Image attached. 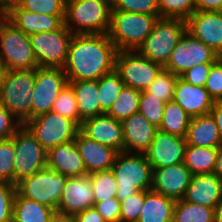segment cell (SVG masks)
<instances>
[{
	"label": "cell",
	"mask_w": 222,
	"mask_h": 222,
	"mask_svg": "<svg viewBox=\"0 0 222 222\" xmlns=\"http://www.w3.org/2000/svg\"><path fill=\"white\" fill-rule=\"evenodd\" d=\"M117 53L108 34H73L63 70L68 81L98 80L115 70Z\"/></svg>",
	"instance_id": "obj_1"
},
{
	"label": "cell",
	"mask_w": 222,
	"mask_h": 222,
	"mask_svg": "<svg viewBox=\"0 0 222 222\" xmlns=\"http://www.w3.org/2000/svg\"><path fill=\"white\" fill-rule=\"evenodd\" d=\"M111 0H66L64 25L72 34H108Z\"/></svg>",
	"instance_id": "obj_2"
},
{
	"label": "cell",
	"mask_w": 222,
	"mask_h": 222,
	"mask_svg": "<svg viewBox=\"0 0 222 222\" xmlns=\"http://www.w3.org/2000/svg\"><path fill=\"white\" fill-rule=\"evenodd\" d=\"M110 170L117 181L119 201L152 188L153 169L145 154L119 152Z\"/></svg>",
	"instance_id": "obj_3"
},
{
	"label": "cell",
	"mask_w": 222,
	"mask_h": 222,
	"mask_svg": "<svg viewBox=\"0 0 222 222\" xmlns=\"http://www.w3.org/2000/svg\"><path fill=\"white\" fill-rule=\"evenodd\" d=\"M159 18V15L112 10L109 39L118 51H137Z\"/></svg>",
	"instance_id": "obj_4"
},
{
	"label": "cell",
	"mask_w": 222,
	"mask_h": 222,
	"mask_svg": "<svg viewBox=\"0 0 222 222\" xmlns=\"http://www.w3.org/2000/svg\"><path fill=\"white\" fill-rule=\"evenodd\" d=\"M35 69L7 70L0 87V105L23 125L31 119Z\"/></svg>",
	"instance_id": "obj_5"
},
{
	"label": "cell",
	"mask_w": 222,
	"mask_h": 222,
	"mask_svg": "<svg viewBox=\"0 0 222 222\" xmlns=\"http://www.w3.org/2000/svg\"><path fill=\"white\" fill-rule=\"evenodd\" d=\"M186 32V21L179 18H159L153 30L137 52L163 68L178 41Z\"/></svg>",
	"instance_id": "obj_6"
},
{
	"label": "cell",
	"mask_w": 222,
	"mask_h": 222,
	"mask_svg": "<svg viewBox=\"0 0 222 222\" xmlns=\"http://www.w3.org/2000/svg\"><path fill=\"white\" fill-rule=\"evenodd\" d=\"M0 59L7 70H27L38 67L29 35L7 20L0 26Z\"/></svg>",
	"instance_id": "obj_7"
},
{
	"label": "cell",
	"mask_w": 222,
	"mask_h": 222,
	"mask_svg": "<svg viewBox=\"0 0 222 222\" xmlns=\"http://www.w3.org/2000/svg\"><path fill=\"white\" fill-rule=\"evenodd\" d=\"M24 126L47 151L75 140L80 131V127L74 121L52 111L31 118Z\"/></svg>",
	"instance_id": "obj_8"
},
{
	"label": "cell",
	"mask_w": 222,
	"mask_h": 222,
	"mask_svg": "<svg viewBox=\"0 0 222 222\" xmlns=\"http://www.w3.org/2000/svg\"><path fill=\"white\" fill-rule=\"evenodd\" d=\"M15 148L14 185L47 167L48 151L23 125L12 137Z\"/></svg>",
	"instance_id": "obj_9"
},
{
	"label": "cell",
	"mask_w": 222,
	"mask_h": 222,
	"mask_svg": "<svg viewBox=\"0 0 222 222\" xmlns=\"http://www.w3.org/2000/svg\"><path fill=\"white\" fill-rule=\"evenodd\" d=\"M68 176L48 167L16 184V192L28 199L56 210Z\"/></svg>",
	"instance_id": "obj_10"
},
{
	"label": "cell",
	"mask_w": 222,
	"mask_h": 222,
	"mask_svg": "<svg viewBox=\"0 0 222 222\" xmlns=\"http://www.w3.org/2000/svg\"><path fill=\"white\" fill-rule=\"evenodd\" d=\"M73 34L63 25L52 32H41L29 36L38 67L64 68L68 48Z\"/></svg>",
	"instance_id": "obj_11"
},
{
	"label": "cell",
	"mask_w": 222,
	"mask_h": 222,
	"mask_svg": "<svg viewBox=\"0 0 222 222\" xmlns=\"http://www.w3.org/2000/svg\"><path fill=\"white\" fill-rule=\"evenodd\" d=\"M163 67L141 56L137 51H118L115 71L125 86L144 91Z\"/></svg>",
	"instance_id": "obj_12"
},
{
	"label": "cell",
	"mask_w": 222,
	"mask_h": 222,
	"mask_svg": "<svg viewBox=\"0 0 222 222\" xmlns=\"http://www.w3.org/2000/svg\"><path fill=\"white\" fill-rule=\"evenodd\" d=\"M68 83L67 75L62 68H35L31 118L51 111L58 94Z\"/></svg>",
	"instance_id": "obj_13"
},
{
	"label": "cell",
	"mask_w": 222,
	"mask_h": 222,
	"mask_svg": "<svg viewBox=\"0 0 222 222\" xmlns=\"http://www.w3.org/2000/svg\"><path fill=\"white\" fill-rule=\"evenodd\" d=\"M219 56L187 31L173 49L164 69L180 77L185 71L201 63H214Z\"/></svg>",
	"instance_id": "obj_14"
},
{
	"label": "cell",
	"mask_w": 222,
	"mask_h": 222,
	"mask_svg": "<svg viewBox=\"0 0 222 222\" xmlns=\"http://www.w3.org/2000/svg\"><path fill=\"white\" fill-rule=\"evenodd\" d=\"M94 207L91 176L68 177L63 187L56 213L75 216Z\"/></svg>",
	"instance_id": "obj_15"
},
{
	"label": "cell",
	"mask_w": 222,
	"mask_h": 222,
	"mask_svg": "<svg viewBox=\"0 0 222 222\" xmlns=\"http://www.w3.org/2000/svg\"><path fill=\"white\" fill-rule=\"evenodd\" d=\"M186 31L222 57V11H195L186 20Z\"/></svg>",
	"instance_id": "obj_16"
},
{
	"label": "cell",
	"mask_w": 222,
	"mask_h": 222,
	"mask_svg": "<svg viewBox=\"0 0 222 222\" xmlns=\"http://www.w3.org/2000/svg\"><path fill=\"white\" fill-rule=\"evenodd\" d=\"M152 169V191L175 201L185 197L193 174L184 163Z\"/></svg>",
	"instance_id": "obj_17"
},
{
	"label": "cell",
	"mask_w": 222,
	"mask_h": 222,
	"mask_svg": "<svg viewBox=\"0 0 222 222\" xmlns=\"http://www.w3.org/2000/svg\"><path fill=\"white\" fill-rule=\"evenodd\" d=\"M186 146L185 138L158 130L145 155L152 168H163L183 163Z\"/></svg>",
	"instance_id": "obj_18"
},
{
	"label": "cell",
	"mask_w": 222,
	"mask_h": 222,
	"mask_svg": "<svg viewBox=\"0 0 222 222\" xmlns=\"http://www.w3.org/2000/svg\"><path fill=\"white\" fill-rule=\"evenodd\" d=\"M80 131L89 139L109 146L118 153L123 152L122 122L107 113L84 120Z\"/></svg>",
	"instance_id": "obj_19"
},
{
	"label": "cell",
	"mask_w": 222,
	"mask_h": 222,
	"mask_svg": "<svg viewBox=\"0 0 222 222\" xmlns=\"http://www.w3.org/2000/svg\"><path fill=\"white\" fill-rule=\"evenodd\" d=\"M65 15H47L22 9L16 2L8 4V20L25 34L52 32L64 25Z\"/></svg>",
	"instance_id": "obj_20"
},
{
	"label": "cell",
	"mask_w": 222,
	"mask_h": 222,
	"mask_svg": "<svg viewBox=\"0 0 222 222\" xmlns=\"http://www.w3.org/2000/svg\"><path fill=\"white\" fill-rule=\"evenodd\" d=\"M123 152L145 154L158 131L141 113L122 121Z\"/></svg>",
	"instance_id": "obj_21"
},
{
	"label": "cell",
	"mask_w": 222,
	"mask_h": 222,
	"mask_svg": "<svg viewBox=\"0 0 222 222\" xmlns=\"http://www.w3.org/2000/svg\"><path fill=\"white\" fill-rule=\"evenodd\" d=\"M75 143L83 159L87 174L111 169L118 154L116 150L89 139L81 131L78 132Z\"/></svg>",
	"instance_id": "obj_22"
},
{
	"label": "cell",
	"mask_w": 222,
	"mask_h": 222,
	"mask_svg": "<svg viewBox=\"0 0 222 222\" xmlns=\"http://www.w3.org/2000/svg\"><path fill=\"white\" fill-rule=\"evenodd\" d=\"M191 117L210 114L214 100L203 86L192 85L181 77L177 78L174 99Z\"/></svg>",
	"instance_id": "obj_23"
},
{
	"label": "cell",
	"mask_w": 222,
	"mask_h": 222,
	"mask_svg": "<svg viewBox=\"0 0 222 222\" xmlns=\"http://www.w3.org/2000/svg\"><path fill=\"white\" fill-rule=\"evenodd\" d=\"M47 167L68 177L87 175L75 140L51 148L47 153Z\"/></svg>",
	"instance_id": "obj_24"
},
{
	"label": "cell",
	"mask_w": 222,
	"mask_h": 222,
	"mask_svg": "<svg viewBox=\"0 0 222 222\" xmlns=\"http://www.w3.org/2000/svg\"><path fill=\"white\" fill-rule=\"evenodd\" d=\"M183 199L187 202L215 208L222 200V179L214 172L193 175Z\"/></svg>",
	"instance_id": "obj_25"
},
{
	"label": "cell",
	"mask_w": 222,
	"mask_h": 222,
	"mask_svg": "<svg viewBox=\"0 0 222 222\" xmlns=\"http://www.w3.org/2000/svg\"><path fill=\"white\" fill-rule=\"evenodd\" d=\"M187 145L198 147H221L222 140L211 114L191 118L185 136Z\"/></svg>",
	"instance_id": "obj_26"
},
{
	"label": "cell",
	"mask_w": 222,
	"mask_h": 222,
	"mask_svg": "<svg viewBox=\"0 0 222 222\" xmlns=\"http://www.w3.org/2000/svg\"><path fill=\"white\" fill-rule=\"evenodd\" d=\"M175 203L162 194L145 191V201L137 222H172Z\"/></svg>",
	"instance_id": "obj_27"
},
{
	"label": "cell",
	"mask_w": 222,
	"mask_h": 222,
	"mask_svg": "<svg viewBox=\"0 0 222 222\" xmlns=\"http://www.w3.org/2000/svg\"><path fill=\"white\" fill-rule=\"evenodd\" d=\"M73 88L82 121L103 114L98 96V80L68 81Z\"/></svg>",
	"instance_id": "obj_28"
},
{
	"label": "cell",
	"mask_w": 222,
	"mask_h": 222,
	"mask_svg": "<svg viewBox=\"0 0 222 222\" xmlns=\"http://www.w3.org/2000/svg\"><path fill=\"white\" fill-rule=\"evenodd\" d=\"M55 214V209L15 193L13 222H51Z\"/></svg>",
	"instance_id": "obj_29"
},
{
	"label": "cell",
	"mask_w": 222,
	"mask_h": 222,
	"mask_svg": "<svg viewBox=\"0 0 222 222\" xmlns=\"http://www.w3.org/2000/svg\"><path fill=\"white\" fill-rule=\"evenodd\" d=\"M219 147H198L187 145L184 165L193 175L213 173L217 161Z\"/></svg>",
	"instance_id": "obj_30"
},
{
	"label": "cell",
	"mask_w": 222,
	"mask_h": 222,
	"mask_svg": "<svg viewBox=\"0 0 222 222\" xmlns=\"http://www.w3.org/2000/svg\"><path fill=\"white\" fill-rule=\"evenodd\" d=\"M191 117L174 100L165 104L159 131L185 138Z\"/></svg>",
	"instance_id": "obj_31"
},
{
	"label": "cell",
	"mask_w": 222,
	"mask_h": 222,
	"mask_svg": "<svg viewBox=\"0 0 222 222\" xmlns=\"http://www.w3.org/2000/svg\"><path fill=\"white\" fill-rule=\"evenodd\" d=\"M141 91L124 86L107 112L118 121H123L132 114L138 113Z\"/></svg>",
	"instance_id": "obj_32"
},
{
	"label": "cell",
	"mask_w": 222,
	"mask_h": 222,
	"mask_svg": "<svg viewBox=\"0 0 222 222\" xmlns=\"http://www.w3.org/2000/svg\"><path fill=\"white\" fill-rule=\"evenodd\" d=\"M172 222H214V208L176 200Z\"/></svg>",
	"instance_id": "obj_33"
},
{
	"label": "cell",
	"mask_w": 222,
	"mask_h": 222,
	"mask_svg": "<svg viewBox=\"0 0 222 222\" xmlns=\"http://www.w3.org/2000/svg\"><path fill=\"white\" fill-rule=\"evenodd\" d=\"M124 86V82L115 70L98 79V99L103 113L109 111Z\"/></svg>",
	"instance_id": "obj_34"
},
{
	"label": "cell",
	"mask_w": 222,
	"mask_h": 222,
	"mask_svg": "<svg viewBox=\"0 0 222 222\" xmlns=\"http://www.w3.org/2000/svg\"><path fill=\"white\" fill-rule=\"evenodd\" d=\"M51 111L74 121L79 127L82 125L76 96L69 84L58 94Z\"/></svg>",
	"instance_id": "obj_35"
},
{
	"label": "cell",
	"mask_w": 222,
	"mask_h": 222,
	"mask_svg": "<svg viewBox=\"0 0 222 222\" xmlns=\"http://www.w3.org/2000/svg\"><path fill=\"white\" fill-rule=\"evenodd\" d=\"M177 78L178 76L163 68L144 91L167 103L174 99Z\"/></svg>",
	"instance_id": "obj_36"
},
{
	"label": "cell",
	"mask_w": 222,
	"mask_h": 222,
	"mask_svg": "<svg viewBox=\"0 0 222 222\" xmlns=\"http://www.w3.org/2000/svg\"><path fill=\"white\" fill-rule=\"evenodd\" d=\"M94 202H101L116 197L117 181L111 170L90 174Z\"/></svg>",
	"instance_id": "obj_37"
},
{
	"label": "cell",
	"mask_w": 222,
	"mask_h": 222,
	"mask_svg": "<svg viewBox=\"0 0 222 222\" xmlns=\"http://www.w3.org/2000/svg\"><path fill=\"white\" fill-rule=\"evenodd\" d=\"M160 18L187 20L195 11L194 0H158Z\"/></svg>",
	"instance_id": "obj_38"
},
{
	"label": "cell",
	"mask_w": 222,
	"mask_h": 222,
	"mask_svg": "<svg viewBox=\"0 0 222 222\" xmlns=\"http://www.w3.org/2000/svg\"><path fill=\"white\" fill-rule=\"evenodd\" d=\"M165 102L152 94L141 91L139 113H141L156 128L160 127L163 118Z\"/></svg>",
	"instance_id": "obj_39"
},
{
	"label": "cell",
	"mask_w": 222,
	"mask_h": 222,
	"mask_svg": "<svg viewBox=\"0 0 222 222\" xmlns=\"http://www.w3.org/2000/svg\"><path fill=\"white\" fill-rule=\"evenodd\" d=\"M14 157L12 138L0 140V181L14 184Z\"/></svg>",
	"instance_id": "obj_40"
},
{
	"label": "cell",
	"mask_w": 222,
	"mask_h": 222,
	"mask_svg": "<svg viewBox=\"0 0 222 222\" xmlns=\"http://www.w3.org/2000/svg\"><path fill=\"white\" fill-rule=\"evenodd\" d=\"M22 9L47 15H65L66 0H16Z\"/></svg>",
	"instance_id": "obj_41"
},
{
	"label": "cell",
	"mask_w": 222,
	"mask_h": 222,
	"mask_svg": "<svg viewBox=\"0 0 222 222\" xmlns=\"http://www.w3.org/2000/svg\"><path fill=\"white\" fill-rule=\"evenodd\" d=\"M112 10L159 15L158 0H111Z\"/></svg>",
	"instance_id": "obj_42"
},
{
	"label": "cell",
	"mask_w": 222,
	"mask_h": 222,
	"mask_svg": "<svg viewBox=\"0 0 222 222\" xmlns=\"http://www.w3.org/2000/svg\"><path fill=\"white\" fill-rule=\"evenodd\" d=\"M145 201V191H138L127 199L120 201V222H137Z\"/></svg>",
	"instance_id": "obj_43"
},
{
	"label": "cell",
	"mask_w": 222,
	"mask_h": 222,
	"mask_svg": "<svg viewBox=\"0 0 222 222\" xmlns=\"http://www.w3.org/2000/svg\"><path fill=\"white\" fill-rule=\"evenodd\" d=\"M16 185L0 181V222H13V204Z\"/></svg>",
	"instance_id": "obj_44"
},
{
	"label": "cell",
	"mask_w": 222,
	"mask_h": 222,
	"mask_svg": "<svg viewBox=\"0 0 222 222\" xmlns=\"http://www.w3.org/2000/svg\"><path fill=\"white\" fill-rule=\"evenodd\" d=\"M204 87L214 102H222V57L212 64Z\"/></svg>",
	"instance_id": "obj_45"
},
{
	"label": "cell",
	"mask_w": 222,
	"mask_h": 222,
	"mask_svg": "<svg viewBox=\"0 0 222 222\" xmlns=\"http://www.w3.org/2000/svg\"><path fill=\"white\" fill-rule=\"evenodd\" d=\"M94 207L106 222H120L121 203L117 197L94 202Z\"/></svg>",
	"instance_id": "obj_46"
},
{
	"label": "cell",
	"mask_w": 222,
	"mask_h": 222,
	"mask_svg": "<svg viewBox=\"0 0 222 222\" xmlns=\"http://www.w3.org/2000/svg\"><path fill=\"white\" fill-rule=\"evenodd\" d=\"M23 124L0 105V140L11 138Z\"/></svg>",
	"instance_id": "obj_47"
},
{
	"label": "cell",
	"mask_w": 222,
	"mask_h": 222,
	"mask_svg": "<svg viewBox=\"0 0 222 222\" xmlns=\"http://www.w3.org/2000/svg\"><path fill=\"white\" fill-rule=\"evenodd\" d=\"M213 63H201L185 71L180 77L195 86H205Z\"/></svg>",
	"instance_id": "obj_48"
},
{
	"label": "cell",
	"mask_w": 222,
	"mask_h": 222,
	"mask_svg": "<svg viewBox=\"0 0 222 222\" xmlns=\"http://www.w3.org/2000/svg\"><path fill=\"white\" fill-rule=\"evenodd\" d=\"M77 222H106L95 207L87 208L75 215Z\"/></svg>",
	"instance_id": "obj_49"
},
{
	"label": "cell",
	"mask_w": 222,
	"mask_h": 222,
	"mask_svg": "<svg viewBox=\"0 0 222 222\" xmlns=\"http://www.w3.org/2000/svg\"><path fill=\"white\" fill-rule=\"evenodd\" d=\"M196 11H222V0H194Z\"/></svg>",
	"instance_id": "obj_50"
},
{
	"label": "cell",
	"mask_w": 222,
	"mask_h": 222,
	"mask_svg": "<svg viewBox=\"0 0 222 222\" xmlns=\"http://www.w3.org/2000/svg\"><path fill=\"white\" fill-rule=\"evenodd\" d=\"M210 114L213 116L215 123L217 124L219 134L222 140V102H215Z\"/></svg>",
	"instance_id": "obj_51"
},
{
	"label": "cell",
	"mask_w": 222,
	"mask_h": 222,
	"mask_svg": "<svg viewBox=\"0 0 222 222\" xmlns=\"http://www.w3.org/2000/svg\"><path fill=\"white\" fill-rule=\"evenodd\" d=\"M8 20V4L4 0H0V26Z\"/></svg>",
	"instance_id": "obj_52"
},
{
	"label": "cell",
	"mask_w": 222,
	"mask_h": 222,
	"mask_svg": "<svg viewBox=\"0 0 222 222\" xmlns=\"http://www.w3.org/2000/svg\"><path fill=\"white\" fill-rule=\"evenodd\" d=\"M214 173L222 179V146L219 147Z\"/></svg>",
	"instance_id": "obj_53"
},
{
	"label": "cell",
	"mask_w": 222,
	"mask_h": 222,
	"mask_svg": "<svg viewBox=\"0 0 222 222\" xmlns=\"http://www.w3.org/2000/svg\"><path fill=\"white\" fill-rule=\"evenodd\" d=\"M51 222H77L75 216L70 215H62L59 213H56Z\"/></svg>",
	"instance_id": "obj_54"
},
{
	"label": "cell",
	"mask_w": 222,
	"mask_h": 222,
	"mask_svg": "<svg viewBox=\"0 0 222 222\" xmlns=\"http://www.w3.org/2000/svg\"><path fill=\"white\" fill-rule=\"evenodd\" d=\"M214 222H222V200L214 208Z\"/></svg>",
	"instance_id": "obj_55"
},
{
	"label": "cell",
	"mask_w": 222,
	"mask_h": 222,
	"mask_svg": "<svg viewBox=\"0 0 222 222\" xmlns=\"http://www.w3.org/2000/svg\"><path fill=\"white\" fill-rule=\"evenodd\" d=\"M7 72L4 62L0 59V87L4 82L5 74Z\"/></svg>",
	"instance_id": "obj_56"
},
{
	"label": "cell",
	"mask_w": 222,
	"mask_h": 222,
	"mask_svg": "<svg viewBox=\"0 0 222 222\" xmlns=\"http://www.w3.org/2000/svg\"><path fill=\"white\" fill-rule=\"evenodd\" d=\"M7 4H10L12 2H15L16 0H4Z\"/></svg>",
	"instance_id": "obj_57"
}]
</instances>
